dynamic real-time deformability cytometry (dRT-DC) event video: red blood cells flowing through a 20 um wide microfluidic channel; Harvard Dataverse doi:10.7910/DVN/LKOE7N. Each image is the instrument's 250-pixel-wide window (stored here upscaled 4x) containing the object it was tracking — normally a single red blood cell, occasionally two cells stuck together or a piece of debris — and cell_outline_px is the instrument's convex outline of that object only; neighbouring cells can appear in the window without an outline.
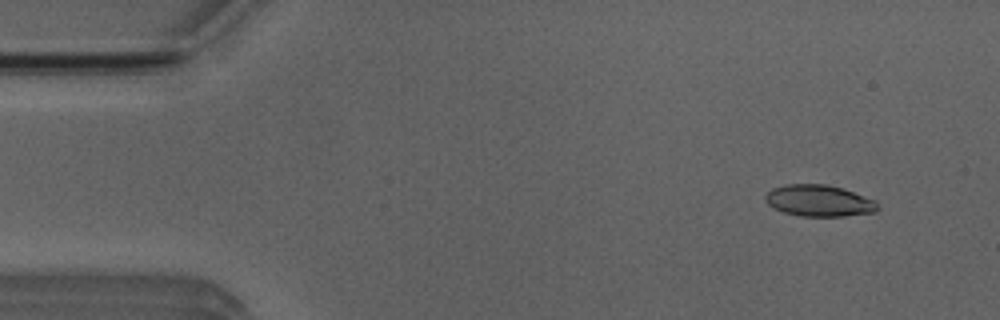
{"species": "Egyptian fruit bat (a non-hibernating species)", "species_latin": "Rousettus aegyptiacus", "temperature_condition": "room temperature", "stored_images_in_passage": 4, "camera_frame_rate_fps": 3000, "um_per_image_px": 0.085, "animal": {"sex": "male"}, "frame": {"image": 1, "passage_image": 1, "time_ms": 0.0, "image_size_px": [1000, 320], "cell_outline_px": [[880, 208], [876, 212], [844, 216], [800, 216], [784, 212], [772, 208], [764, 200], [764, 196], [772, 188], [788, 184], [824, 184], [844, 188], [876, 200]], "centroid_in_image_um": [69.63, 17.06], "position_along_channel_um": 15.4, "area_um2": 20.87}}